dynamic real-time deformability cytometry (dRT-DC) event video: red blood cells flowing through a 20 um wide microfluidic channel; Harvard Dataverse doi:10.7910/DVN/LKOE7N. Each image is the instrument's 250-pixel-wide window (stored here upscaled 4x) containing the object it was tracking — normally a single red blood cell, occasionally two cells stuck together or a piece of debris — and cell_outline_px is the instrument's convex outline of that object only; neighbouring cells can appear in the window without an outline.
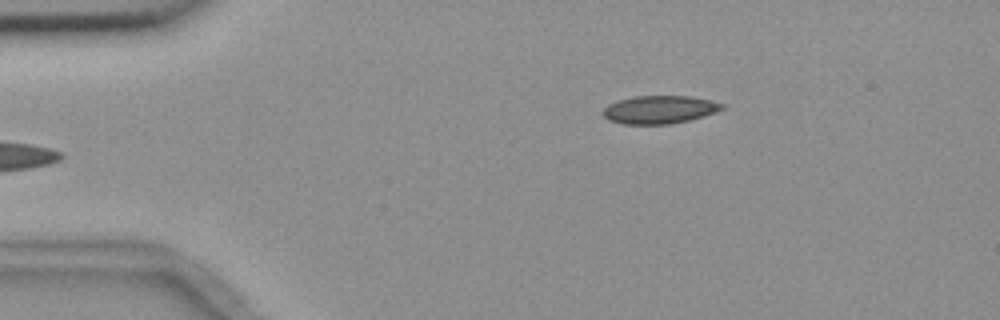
{"species": "common noctule bat (a hibernating species)", "species_latin": "Nyctalus noctula", "temperature_condition": "room temperature", "stored_images_in_passage": 4, "camera_frame_rate_fps": 3000, "um_per_image_px": 0.085, "animal": {"sex": "female", "body_mass_g": 18.4}, "frame": {"image": 1, "passage_image": 4, "time_ms": 5.0, "image_size_px": [1000, 320], "cell_outline_px": [[724, 108], [716, 112], [704, 116], [688, 120], [668, 124], [624, 124], [608, 120], [604, 116], [604, 108], [608, 104], [620, 100], [636, 96], [692, 96], [724, 104]], "centroid_in_image_um": [56.06, 9.32], "position_along_channel_um": 28.9, "area_um2": 19.25}}